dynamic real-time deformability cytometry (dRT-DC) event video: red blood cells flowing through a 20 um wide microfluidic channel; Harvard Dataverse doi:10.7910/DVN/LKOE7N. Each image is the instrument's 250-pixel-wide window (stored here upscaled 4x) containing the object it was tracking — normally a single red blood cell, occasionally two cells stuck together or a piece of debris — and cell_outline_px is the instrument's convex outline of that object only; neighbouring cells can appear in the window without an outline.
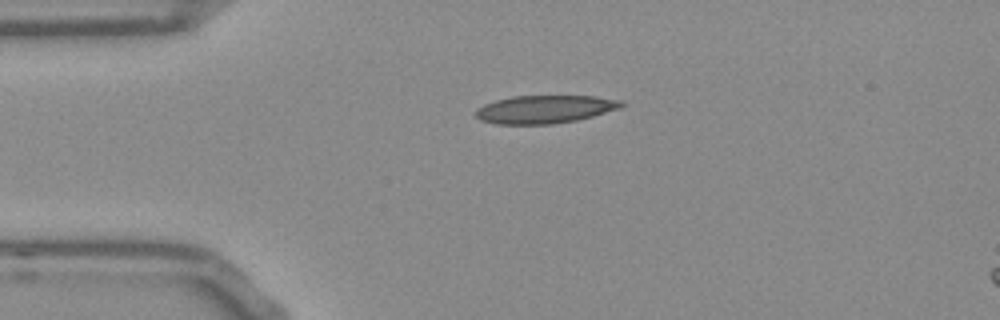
{"species": "Egyptian fruit bat (a non-hibernating species)", "species_latin": "Rousettus aegyptiacus", "temperature_condition": "room temperature", "stored_images_in_passage": 34, "camera_frame_rate_fps": 3000, "um_per_image_px": 0.085, "frame": {"image": 1, "passage_image": 1, "time_ms": 0.0, "image_size_px": [1000, 320], "cell_outline_px": [[624, 104], [620, 108], [592, 116], [576, 120], [552, 124], [496, 124], [480, 120], [476, 116], [476, 108], [484, 104], [496, 100], [512, 96], [596, 96], [624, 100]], "centroid_in_image_um": [46.31, 9.28], "position_along_channel_um": 38.7, "area_um2": 23.81}}
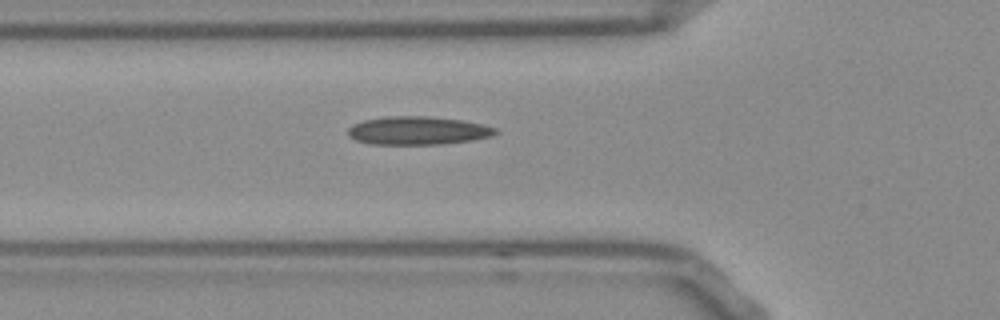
{"frame": {"image": 2, "passage_image": 7, "time_ms": 2.0, "image_size_px": [1000, 320], "cell_outline_px": [[500, 132], [492, 136], [472, 140], [440, 144], [372, 144], [356, 140], [348, 136], [348, 128], [352, 124], [364, 120], [388, 116], [428, 116], [460, 120], [484, 124], [496, 128]], "centroid_in_image_um": [35.53, 11.1], "position_along_channel_um": 90.3, "area_um2": 24.33}}
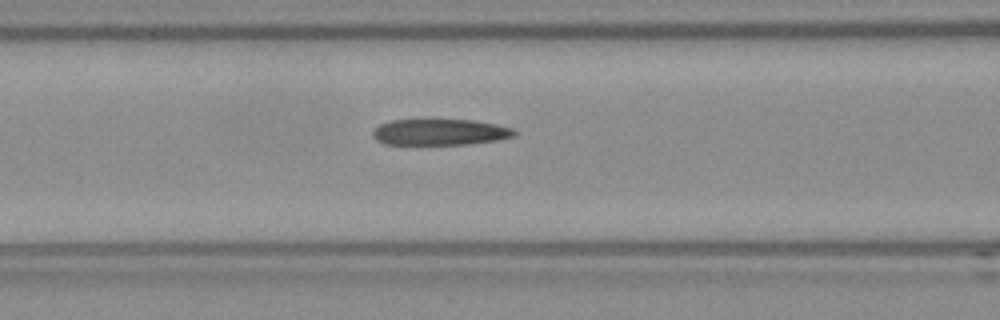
{"frame": {"image": 3, "passage_image": 10, "time_ms": 3.0, "image_size_px": [1000, 320], "cell_outline_px": [[516, 136], [496, 140], [464, 144], [384, 144], [376, 140], [372, 136], [372, 132], [380, 124], [392, 120], [472, 120], [496, 124], [512, 128], [516, 132]], "centroid_in_image_um": [37.38, 11.23], "position_along_channel_um": 129.2, "area_um2": 21.39}, "authors_computed_cell_mechanics": {"area_um2": 22.9177, "velocity_mm_per_s": 3.8124, "shape_relaxation_time_tau1_ms": null, "shape_relaxation_time_tau2_ms": 10.8357, "deformation_change_tau1": null, "deformation_change_tau2": 0.2235}}